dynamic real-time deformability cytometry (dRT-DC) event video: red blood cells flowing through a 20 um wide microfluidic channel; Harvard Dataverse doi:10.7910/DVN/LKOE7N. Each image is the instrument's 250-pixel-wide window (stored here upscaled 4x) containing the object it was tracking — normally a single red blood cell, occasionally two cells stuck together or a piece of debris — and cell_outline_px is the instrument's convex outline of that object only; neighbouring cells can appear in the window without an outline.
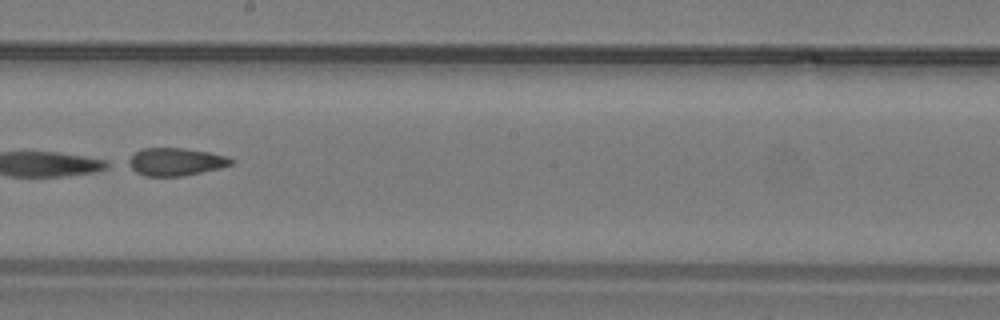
{"species": "common noctule bat (a hibernating species)", "species_latin": "Nyctalus noctula", "temperature_condition": "warm", "stored_images_in_passage": 15, "camera_frame_rate_fps": 3000, "um_per_image_px": 0.085, "animal": {"sex": "male", "body_mass_g": 19.2, "forearm_length_mm": 51.8}, "frame": {"image": 1, "passage_image": 11, "time_ms": 3.333, "image_size_px": [1000, 320], "cell_outline_px": [[236, 160], [232, 164], [220, 168], [184, 176], [144, 176], [136, 172], [124, 164], [124, 160], [136, 152], [144, 148], [184, 148], [208, 152], [228, 156]], "centroid_in_image_um": [14.89, 13.75], "position_along_channel_um": 233.3, "area_um2": 16.94}}